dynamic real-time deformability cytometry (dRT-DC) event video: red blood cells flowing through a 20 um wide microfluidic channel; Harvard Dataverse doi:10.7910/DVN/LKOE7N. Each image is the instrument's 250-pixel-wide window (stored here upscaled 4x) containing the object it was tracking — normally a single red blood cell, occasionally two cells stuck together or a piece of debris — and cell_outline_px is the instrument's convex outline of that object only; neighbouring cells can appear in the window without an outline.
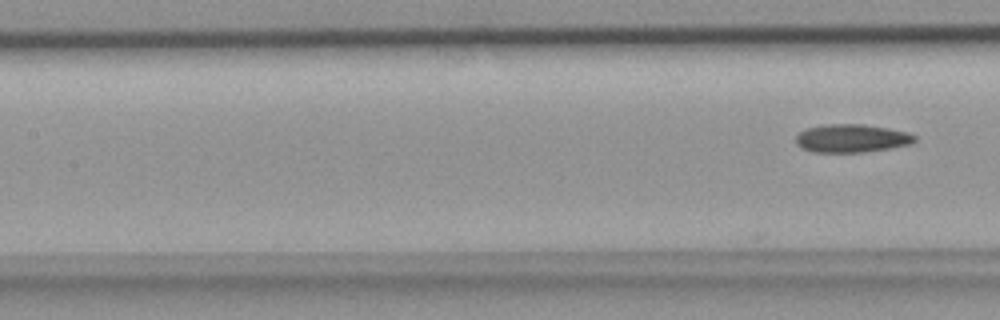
{"species": "common noctule bat (a hibernating species)", "species_latin": "Nyctalus noctula", "temperature_condition": "room temperature", "stored_images_in_passage": 4, "camera_frame_rate_fps": 3000, "um_per_image_px": 0.085, "animal": {"sex": "female", "body_mass_g": 18.4}, "frame": {"image": 1, "passage_image": 4, "time_ms": 1.0, "image_size_px": [1000, 320], "cell_outline_px": [[916, 140], [912, 144], [892, 148], [864, 152], [812, 152], [800, 148], [796, 144], [796, 136], [800, 132], [808, 128], [828, 124], [864, 124], [888, 128], [908, 132], [916, 136]], "centroid_in_image_um": [72.41, 11.76], "position_along_channel_um": 135.0, "area_um2": 19.65}}